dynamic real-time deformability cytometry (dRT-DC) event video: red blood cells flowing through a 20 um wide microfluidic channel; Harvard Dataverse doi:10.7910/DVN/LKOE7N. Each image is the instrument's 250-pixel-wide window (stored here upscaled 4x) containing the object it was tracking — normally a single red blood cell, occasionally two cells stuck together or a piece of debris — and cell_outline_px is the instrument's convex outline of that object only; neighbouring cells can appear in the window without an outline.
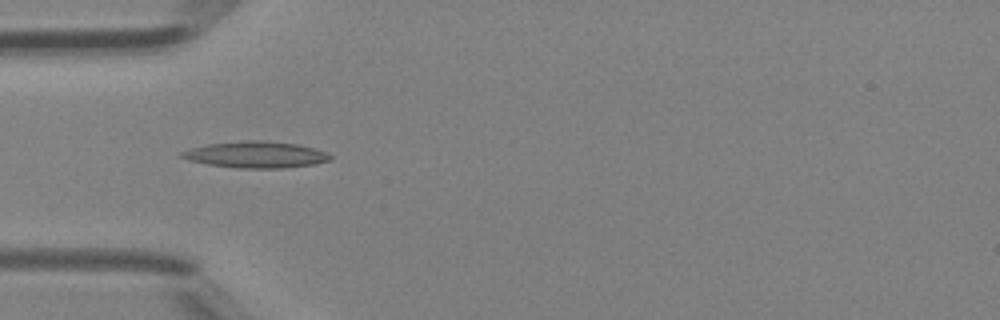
{"species": "Egyptian fruit bat (a non-hibernating species)", "species_latin": "Rousettus aegyptiacus", "temperature_condition": "room temperature", "stored_images_in_passage": 32, "camera_frame_rate_fps": 3000, "um_per_image_px": 0.085, "animal": {"sex": "female"}, "frame": {"image": 1, "passage_image": 3, "time_ms": 0.667, "image_size_px": [1000, 320], "cell_outline_px": [[332, 160], [312, 164], [280, 168], [240, 168], [208, 164], [188, 160], [180, 156], [180, 152], [192, 148], [208, 144], [248, 140], [260, 140], [296, 144], [312, 148], [324, 152], [332, 156]], "centroid_in_image_um": [21.72, 13.14], "position_along_channel_um": 63.3, "area_um2": 22.48}}
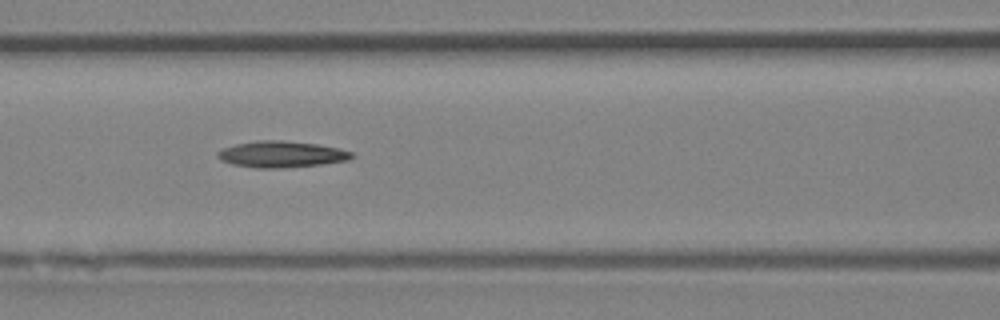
{"frame": {"image": 2, "passage_image": 8, "time_ms": 2.333, "image_size_px": [1000, 320], "cell_outline_px": [[356, 156], [348, 160], [320, 164], [276, 168], [256, 168], [232, 164], [220, 160], [216, 156], [216, 152], [224, 148], [236, 144], [256, 140], [284, 140], [316, 144], [340, 148], [352, 152]], "centroid_in_image_um": [23.91, 13.1], "position_along_channel_um": 142.7, "area_um2": 20.58}}
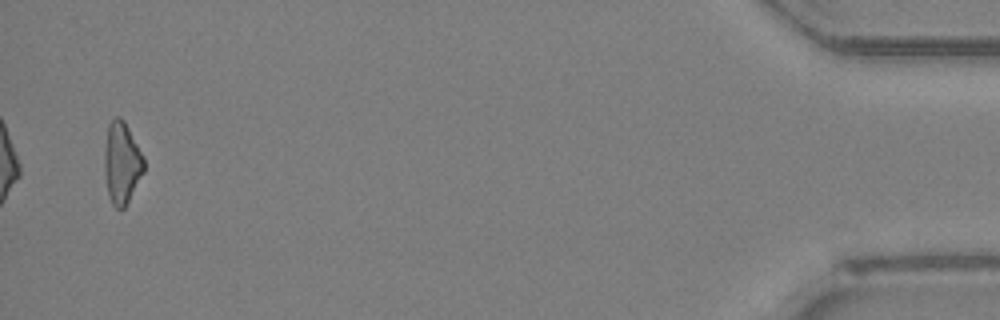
{"frame": {"image": 3, "passage_image": 31, "time_ms": 10.0, "image_size_px": [1000, 320], "cell_outline_px": [[144, 172], [124, 208], [116, 208], [112, 204], [108, 196], [104, 172], [104, 148], [108, 124], [116, 116], [120, 116], [124, 120], [144, 156]], "centroid_in_image_um": [10.34, 13.83], "position_along_channel_um": 424.9, "area_um2": 18.96}}